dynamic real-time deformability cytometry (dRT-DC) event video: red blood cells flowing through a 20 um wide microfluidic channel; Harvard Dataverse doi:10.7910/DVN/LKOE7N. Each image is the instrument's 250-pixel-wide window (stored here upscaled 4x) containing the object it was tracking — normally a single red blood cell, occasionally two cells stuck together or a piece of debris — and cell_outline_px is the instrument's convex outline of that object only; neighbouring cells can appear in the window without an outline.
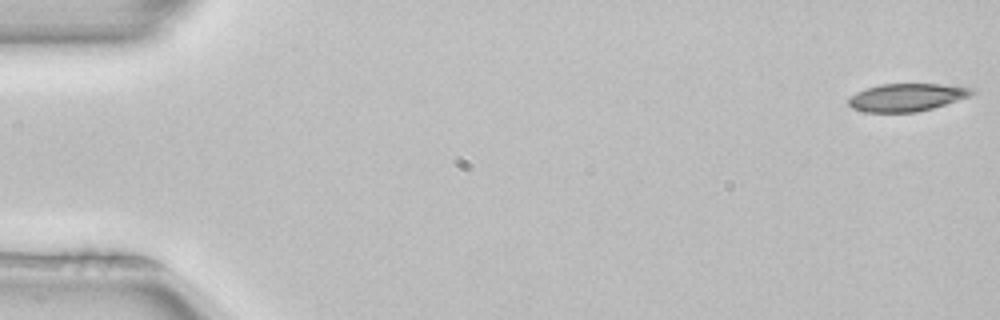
{"species": "common noctule bat (a hibernating species)", "species_latin": "Nyctalus noctula", "temperature_condition": "room temperature", "stored_images_in_passage": 51, "camera_frame_rate_fps": 3000, "um_per_image_px": 0.085, "animal": {"sex": "female", "body_mass_g": 22.7, "forearm_length_mm": 54.2}, "frame": {"image": 1, "passage_image": 1, "time_ms": 0.0, "image_size_px": [1000, 320], "cell_outline_px": [[976, 92], [968, 96], [932, 108], [916, 112], [864, 112], [852, 108], [848, 104], [848, 96], [864, 88], [880, 84], [940, 84], [976, 88]], "centroid_in_image_um": [77.02, 8.26], "position_along_channel_um": 8.0, "area_um2": 20.0}}
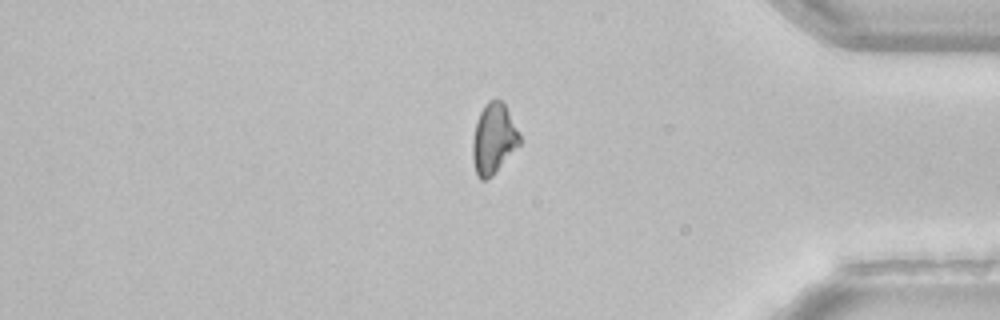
{"frame": {"image": 2, "passage_image": 43, "time_ms": 14.0, "image_size_px": [1000, 320], "cell_outline_px": [[520, 144], [492, 176], [488, 180], [480, 180], [476, 176], [472, 160], [472, 140], [476, 120], [484, 104], [488, 100], [504, 100], [520, 136]], "centroid_in_image_um": [41.93, 11.8], "position_along_channel_um": 393.3, "area_um2": 19.54}}
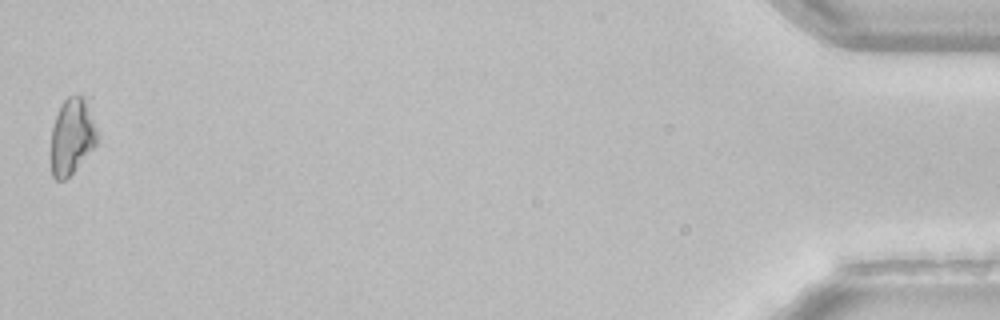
{"frame": {"image": 3, "passage_image": 51, "time_ms": 16.667, "image_size_px": [1000, 320], "cell_outline_px": [[100, 136], [96, 144], [76, 168], [64, 180], [56, 180], [52, 176], [52, 128], [60, 104], [68, 96], [84, 96]], "centroid_in_image_um": [6.13, 11.57], "position_along_channel_um": 429.1, "area_um2": 20.23}}